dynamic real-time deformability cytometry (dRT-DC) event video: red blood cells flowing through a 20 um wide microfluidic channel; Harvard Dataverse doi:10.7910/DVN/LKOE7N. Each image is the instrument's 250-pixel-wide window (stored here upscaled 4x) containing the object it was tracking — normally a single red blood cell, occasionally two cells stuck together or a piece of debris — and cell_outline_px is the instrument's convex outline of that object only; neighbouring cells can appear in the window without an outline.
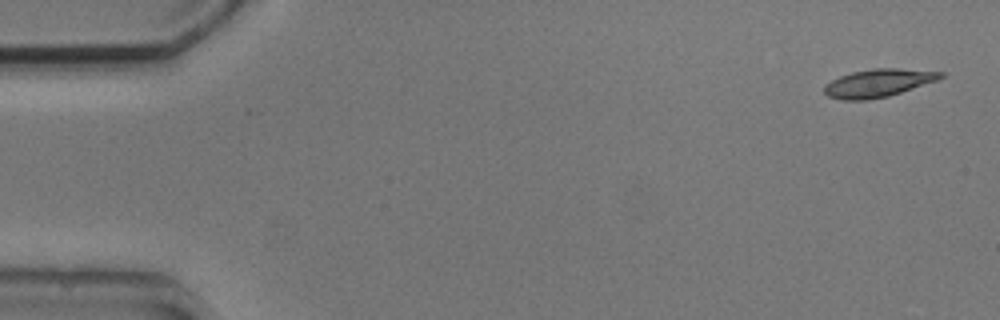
{"species": "common noctule bat (a hibernating species)", "species_latin": "Nyctalus noctula", "temperature_condition": "cold", "stored_images_in_passage": 2, "camera_frame_rate_fps": 3000, "um_per_image_px": 0.085, "animal": {"sex": "male", "body_mass_g": 20.5, "forearm_length_mm": 52.5}, "frame": {"image": 1, "passage_image": 2, "time_ms": 1.333, "image_size_px": [1000, 320], "cell_outline_px": [[944, 76], [936, 80], [888, 96], [868, 100], [844, 100], [828, 96], [824, 92], [824, 84], [840, 76], [852, 72], [872, 68], [900, 68], [944, 72]], "centroid_in_image_um": [74.62, 7.05], "position_along_channel_um": 10.4, "area_um2": 18.79}}